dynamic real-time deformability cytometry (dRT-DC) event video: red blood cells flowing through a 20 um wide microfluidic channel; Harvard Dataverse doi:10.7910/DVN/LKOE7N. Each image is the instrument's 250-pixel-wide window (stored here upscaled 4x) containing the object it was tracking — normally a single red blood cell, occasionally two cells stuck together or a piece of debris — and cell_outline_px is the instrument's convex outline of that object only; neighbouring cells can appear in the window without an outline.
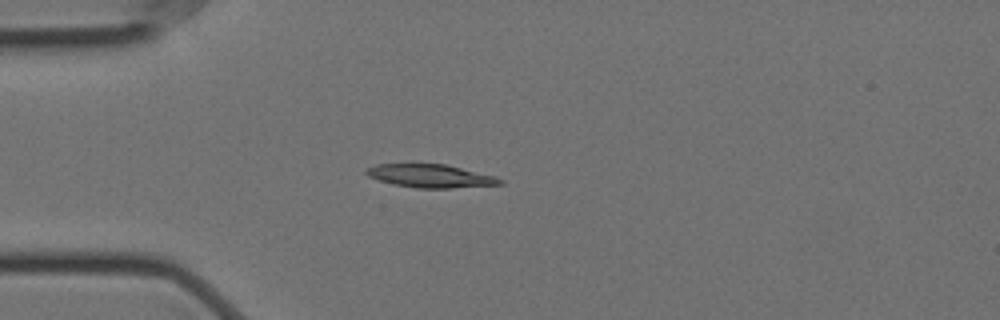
{"species": "Egyptian fruit bat (a non-hibernating species)", "species_latin": "Rousettus aegyptiacus", "temperature_condition": "cold", "stored_images_in_passage": 1, "camera_frame_rate_fps": 3000, "um_per_image_px": 0.085, "animal": {"sex": "female"}, "frame": {"image": 1, "passage_image": 1, "time_ms": 0.0, "image_size_px": [1000, 320], "cell_outline_px": [[504, 184], [452, 188], [416, 188], [392, 184], [368, 176], [364, 172], [364, 168], [376, 164], [444, 164], [496, 176], [504, 180]], "centroid_in_image_um": [36.58, 14.96], "position_along_channel_um": 48.4, "area_um2": 18.15}}